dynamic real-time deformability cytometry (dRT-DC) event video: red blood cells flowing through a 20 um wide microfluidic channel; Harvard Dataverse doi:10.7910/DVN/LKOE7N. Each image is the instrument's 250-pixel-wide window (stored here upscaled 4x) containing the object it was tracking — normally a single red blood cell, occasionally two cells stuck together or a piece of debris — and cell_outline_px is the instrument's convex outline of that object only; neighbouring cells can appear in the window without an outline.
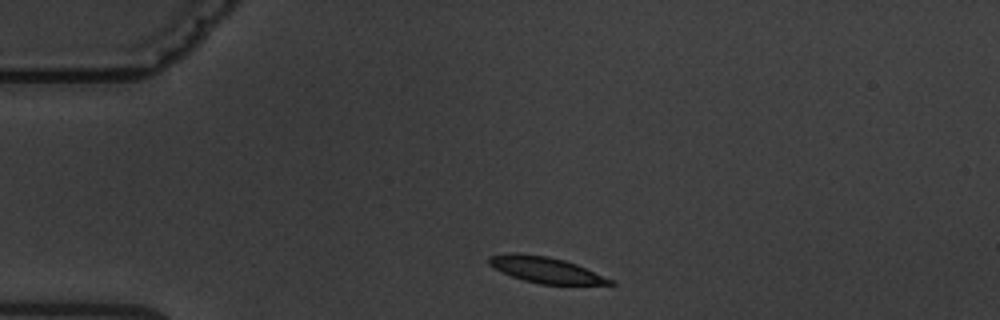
{"species": "common noctule bat (a hibernating species)", "species_latin": "Nyctalus noctula", "temperature_condition": "warm", "stored_images_in_passage": 2, "camera_frame_rate_fps": 3000, "um_per_image_px": 0.085, "animal": {"sex": "male", "body_mass_g": 19.5, "forearm_length_mm": 54.6}, "frame": {"image": 1, "passage_image": 1, "time_ms": 0.0, "image_size_px": [1000, 320], "cell_outline_px": [[616, 284], [540, 284], [524, 280], [512, 276], [488, 264], [488, 256], [508, 252], [520, 252], [548, 256], [564, 260], [576, 264], [612, 280]], "centroid_in_image_um": [46.32, 22.91], "position_along_channel_um": 38.7, "area_um2": 18.09}}